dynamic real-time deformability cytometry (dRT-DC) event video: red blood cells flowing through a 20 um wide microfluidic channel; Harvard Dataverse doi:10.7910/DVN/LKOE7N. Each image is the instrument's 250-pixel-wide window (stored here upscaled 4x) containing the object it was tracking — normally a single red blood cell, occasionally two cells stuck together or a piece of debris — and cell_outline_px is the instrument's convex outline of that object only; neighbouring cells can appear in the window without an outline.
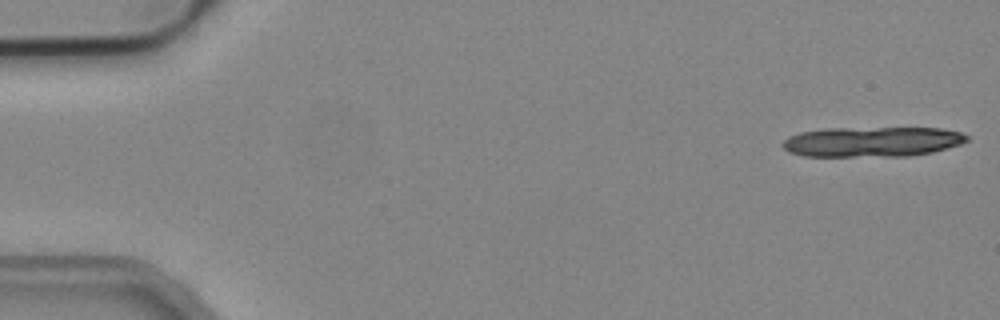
{"species": "common noctule bat (a hibernating species)", "species_latin": "Nyctalus noctula", "temperature_condition": "cold", "stored_images_in_passage": 11, "camera_frame_rate_fps": 3000, "um_per_image_px": 0.085, "animal": {"sex": "male", "body_mass_g": 19.2, "forearm_length_mm": 51.8}, "frame": {"image": 1, "passage_image": 1, "time_ms": 0.0, "image_size_px": [1000, 320], "cell_outline_px": [[968, 140], [960, 144], [932, 152], [908, 156], [804, 156], [788, 152], [780, 144], [788, 136], [800, 132], [828, 128], [940, 128], [960, 132], [968, 136]], "centroid_in_image_um": [74.1, 12.05], "position_along_channel_um": 10.9, "area_um2": 32.31}}